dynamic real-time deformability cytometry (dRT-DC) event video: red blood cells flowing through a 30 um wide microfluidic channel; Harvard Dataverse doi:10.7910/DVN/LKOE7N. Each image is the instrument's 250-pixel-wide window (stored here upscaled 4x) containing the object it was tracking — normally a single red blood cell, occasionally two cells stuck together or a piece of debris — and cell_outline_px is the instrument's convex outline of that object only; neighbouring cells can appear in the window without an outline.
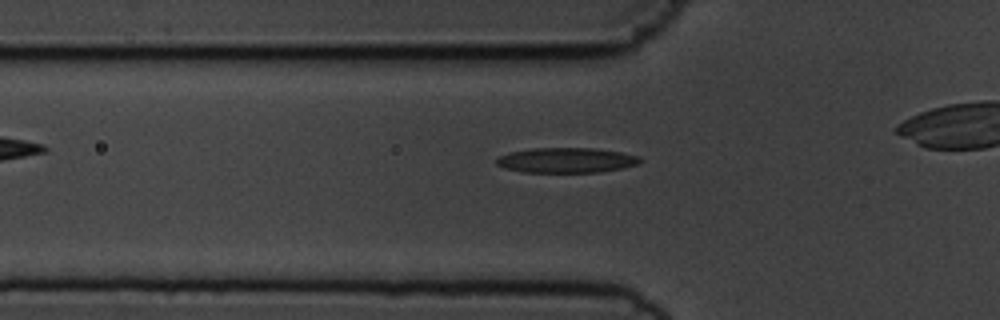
{"species": "common noctule bat (a hibernating species)", "species_latin": "Nyctalus noctula", "temperature_condition": "cold", "stored_images_in_passage": 45, "camera_frame_rate_fps": 3000, "um_per_image_px": 0.085, "animal": {"sex": "male", "body_mass_g": 19.5, "forearm_length_mm": 54.6}, "frame": {"image": 1, "passage_image": 18, "time_ms": 5.667, "image_size_px": [1000, 320], "cell_outline_px": [[644, 160], [636, 164], [620, 168], [600, 172], [524, 172], [504, 168], [496, 164], [496, 160], [500, 156], [508, 152], [532, 148], [596, 148], [620, 152], [640, 156]], "centroid_in_image_um": [48.13, 13.61], "position_along_channel_um": 77.7, "area_um2": 20.98}}
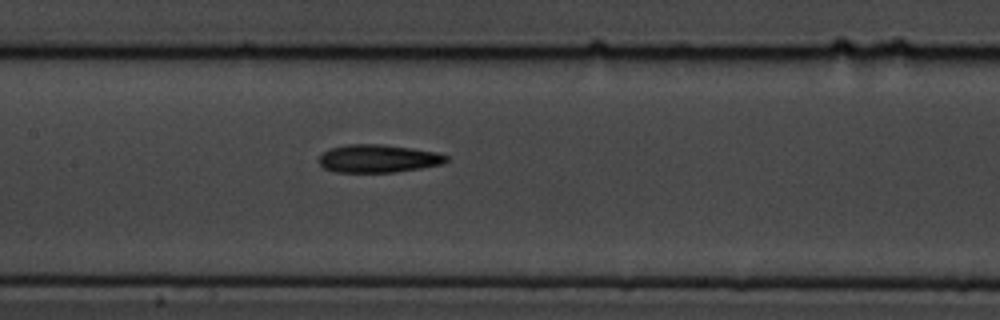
{"frame": {"image": 2, "passage_image": 26, "time_ms": 8.333, "image_size_px": [1000, 320], "cell_outline_px": [[448, 160], [440, 164], [420, 168], [396, 172], [336, 172], [324, 168], [316, 160], [324, 152], [332, 148], [348, 144], [384, 144], [412, 148], [436, 152], [448, 156]], "centroid_in_image_um": [32.13, 13.47], "position_along_channel_um": 175.3, "area_um2": 20.69}}
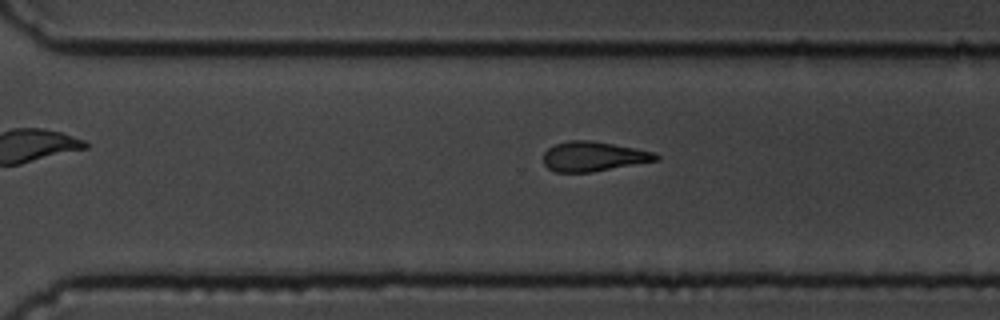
{"frame": {"image": 3, "passage_image": 38, "time_ms": 12.333, "image_size_px": [1000, 320], "cell_outline_px": [[660, 160], [592, 172], [556, 172], [548, 168], [544, 164], [544, 152], [548, 148], [556, 144], [568, 140], [592, 140], [636, 148], [656, 152], [660, 156]], "centroid_in_image_um": [50.48, 13.29], "position_along_channel_um": 320.1, "area_um2": 19.65}}